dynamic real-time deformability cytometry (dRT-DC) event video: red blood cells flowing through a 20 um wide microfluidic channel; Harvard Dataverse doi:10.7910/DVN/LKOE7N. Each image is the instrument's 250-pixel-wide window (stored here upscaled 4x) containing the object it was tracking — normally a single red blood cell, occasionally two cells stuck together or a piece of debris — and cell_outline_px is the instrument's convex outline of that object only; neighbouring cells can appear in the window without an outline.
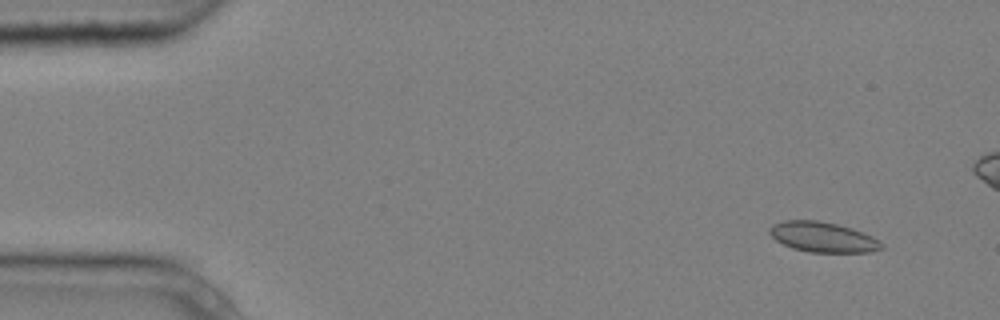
{"species": "common noctule bat (a hibernating species)", "species_latin": "Nyctalus noctula", "temperature_condition": "cold", "stored_images_in_passage": 6, "camera_frame_rate_fps": 3000, "um_per_image_px": 0.085, "animal": {"sex": "male", "body_mass_g": 20.4}, "frame": {"image": 1, "passage_image": 2, "time_ms": 0.333, "image_size_px": [1000, 320], "cell_outline_px": [[884, 248], [872, 252], [808, 252], [792, 248], [776, 240], [768, 232], [768, 228], [772, 224], [784, 220], [816, 220], [836, 224], [852, 228], [864, 232], [880, 240], [884, 244]], "centroid_in_image_um": [69.96, 20.15], "position_along_channel_um": 15.0, "area_um2": 19.88}}
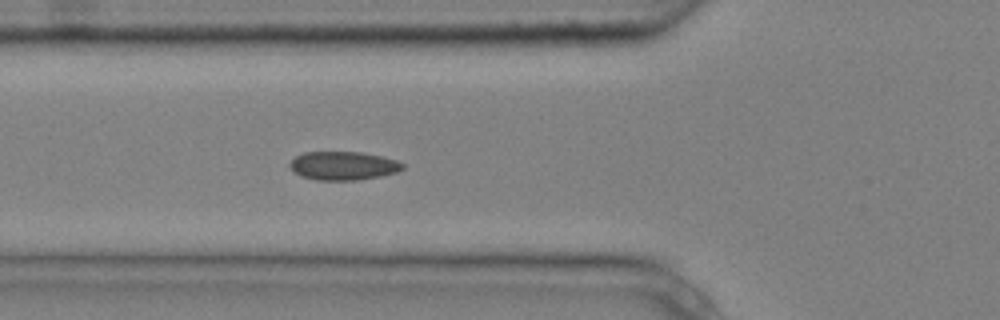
{"frame": {"image": 2, "passage_image": 6, "time_ms": 1.667, "image_size_px": [1000, 320], "cell_outline_px": [[404, 168], [396, 172], [380, 176], [356, 180], [316, 180], [300, 176], [288, 164], [296, 156], [304, 152], [360, 152], [380, 156], [396, 160], [404, 164]], "centroid_in_image_um": [29.17, 14.09], "position_along_channel_um": 96.6, "area_um2": 18.61}}